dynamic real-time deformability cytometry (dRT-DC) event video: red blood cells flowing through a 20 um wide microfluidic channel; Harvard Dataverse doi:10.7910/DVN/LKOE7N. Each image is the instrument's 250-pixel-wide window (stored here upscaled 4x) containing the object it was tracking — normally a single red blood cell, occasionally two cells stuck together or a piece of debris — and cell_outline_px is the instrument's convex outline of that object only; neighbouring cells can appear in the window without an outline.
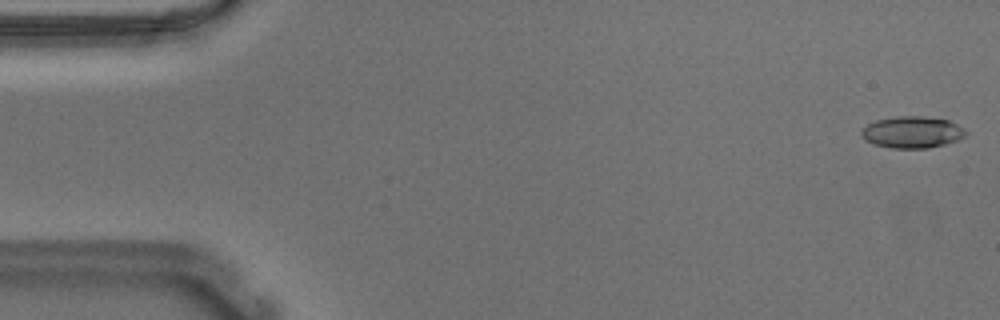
{"species": "Egyptian fruit bat (a non-hibernating species)", "species_latin": "Rousettus aegyptiacus", "temperature_condition": "warm", "stored_images_in_passage": 54, "camera_frame_rate_fps": 3000, "um_per_image_px": 0.085, "animal": {"sex": "male"}, "frame": {"image": 1, "passage_image": 1, "time_ms": 0.0, "image_size_px": [1000, 320], "cell_outline_px": [[968, 132], [964, 136], [956, 140], [944, 144], [928, 148], [892, 148], [872, 144], [864, 140], [860, 136], [860, 132], [868, 124], [876, 120], [896, 116], [920, 116], [948, 120], [964, 128]], "centroid_in_image_um": [77.5, 11.24], "position_along_channel_um": 7.5, "area_um2": 19.25}}
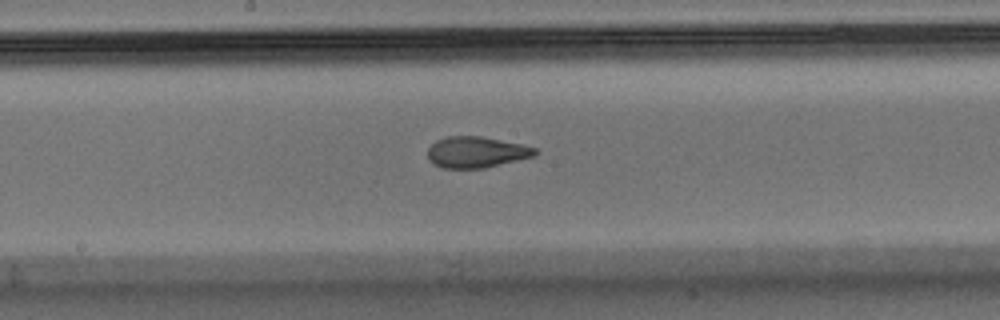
{"frame": {"image": 2, "passage_image": 28, "time_ms": 9.0, "image_size_px": [1000, 320], "cell_outline_px": [[540, 152], [536, 156], [484, 168], [440, 168], [432, 164], [428, 160], [428, 148], [436, 140], [444, 136], [480, 136], [520, 144], [536, 148]], "centroid_in_image_um": [40.47, 12.94], "position_along_channel_um": 207.7, "area_um2": 19.65}}
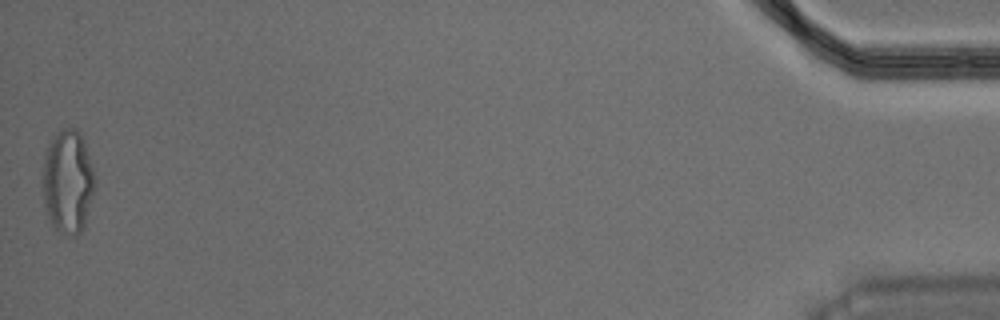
{"frame": {"image": 3, "passage_image": 54, "time_ms": 17.667, "image_size_px": [1000, 320], "cell_outline_px": [[96, 188], [84, 228], [80, 232], [72, 236], [60, 232], [52, 224], [44, 204], [44, 152], [52, 136], [60, 128], [76, 128], [80, 132], [84, 140], [96, 176]], "centroid_in_image_um": [5.81, 15.4], "position_along_channel_um": 429.4, "area_um2": 31.91}, "authors_computed_cell_mechanics": {"area_um2": 19.7676, "velocity_mm_per_s": 3.6836, "shape_relaxation_time_tau1_ms": 5.2955, "shape_relaxation_time_tau2_ms": 1.199, "deformation_change_tau1": 0.2028, "deformation_change_tau2": 0.083}}